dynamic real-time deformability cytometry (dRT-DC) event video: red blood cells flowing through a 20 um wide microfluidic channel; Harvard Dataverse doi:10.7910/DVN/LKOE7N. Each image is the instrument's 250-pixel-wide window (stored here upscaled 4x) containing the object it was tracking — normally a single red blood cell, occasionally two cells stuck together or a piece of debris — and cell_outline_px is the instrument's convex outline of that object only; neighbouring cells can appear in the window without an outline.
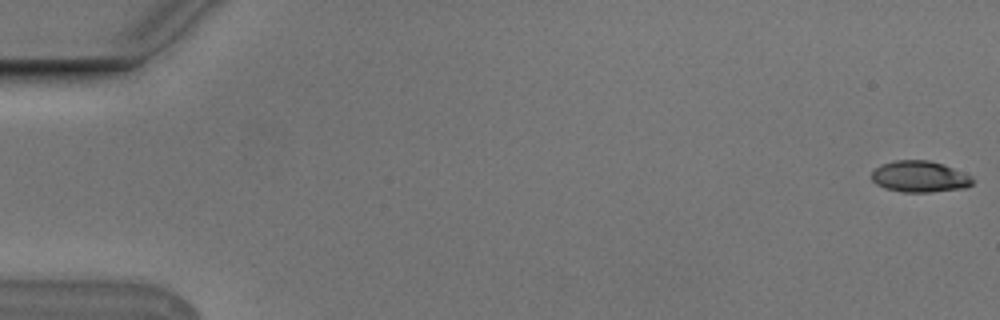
{"species": "Egyptian fruit bat (a non-hibernating species)", "species_latin": "Rousettus aegyptiacus", "temperature_condition": "cold", "stored_images_in_passage": 13, "camera_frame_rate_fps": 3000, "um_per_image_px": 0.085, "animal": {"sex": "male"}, "frame": {"image": 1, "passage_image": 1, "time_ms": 0.0, "image_size_px": [1000, 320], "cell_outline_px": [[972, 184], [964, 188], [928, 192], [904, 192], [884, 188], [876, 184], [872, 180], [872, 172], [880, 164], [896, 160], [928, 160], [944, 164], [968, 176], [972, 180]], "centroid_in_image_um": [78.11, 15.01], "position_along_channel_um": 6.9, "area_um2": 18.15}}